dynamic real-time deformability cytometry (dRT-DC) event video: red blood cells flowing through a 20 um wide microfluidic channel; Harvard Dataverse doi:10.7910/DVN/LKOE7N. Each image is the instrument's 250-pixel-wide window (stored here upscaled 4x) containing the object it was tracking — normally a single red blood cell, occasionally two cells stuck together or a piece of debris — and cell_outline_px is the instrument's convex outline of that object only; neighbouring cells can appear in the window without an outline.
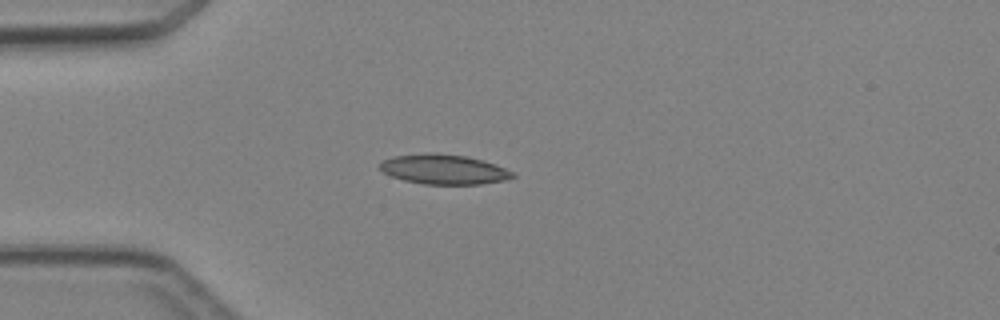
{"species": "Egyptian fruit bat (a non-hibernating species)", "species_latin": "Rousettus aegyptiacus", "temperature_condition": "cold", "stored_images_in_passage": 3, "camera_frame_rate_fps": 3000, "um_per_image_px": 0.085, "animal": {"sex": "female"}, "frame": {"image": 1, "passage_image": 3, "time_ms": 2.333, "image_size_px": [1000, 320], "cell_outline_px": [[516, 176], [504, 180], [480, 184], [424, 184], [404, 180], [392, 176], [384, 172], [380, 168], [380, 164], [384, 160], [392, 156], [424, 152], [432, 152], [468, 156], [504, 168], [512, 172]], "centroid_in_image_um": [37.68, 14.38], "position_along_channel_um": 47.3, "area_um2": 22.89}}